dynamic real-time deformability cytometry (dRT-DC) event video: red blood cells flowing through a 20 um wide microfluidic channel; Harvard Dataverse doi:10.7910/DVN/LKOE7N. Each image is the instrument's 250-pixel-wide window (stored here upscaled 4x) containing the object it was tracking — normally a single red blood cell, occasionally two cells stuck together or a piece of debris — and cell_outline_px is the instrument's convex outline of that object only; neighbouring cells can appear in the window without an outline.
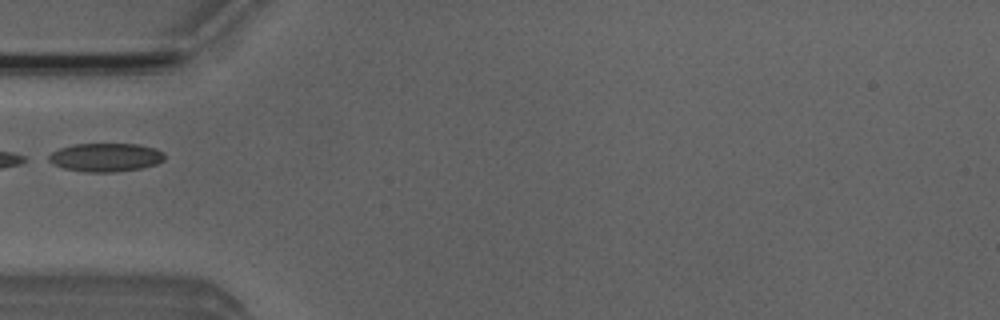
{"species": "Egyptian fruit bat (a non-hibernating species)", "species_latin": "Rousettus aegyptiacus", "temperature_condition": "room temperature", "stored_images_in_passage": 4, "segment_of_instrument_passage": [2, 2], "camera_frame_rate_fps": 3000, "um_per_image_px": 0.085, "animal": {"sex": "male"}, "frame": {"image": 1, "passage_image": 3, "time_ms": 0.667, "image_size_px": [1000, 320], "cell_outline_px": [[164, 160], [156, 164], [140, 168], [116, 172], [84, 172], [64, 168], [52, 164], [44, 160], [52, 152], [60, 148], [76, 144], [140, 144], [156, 148], [164, 152]], "centroid_in_image_um": [8.96, 13.37], "position_along_channel_um": 76.0, "area_um2": 19.42}}